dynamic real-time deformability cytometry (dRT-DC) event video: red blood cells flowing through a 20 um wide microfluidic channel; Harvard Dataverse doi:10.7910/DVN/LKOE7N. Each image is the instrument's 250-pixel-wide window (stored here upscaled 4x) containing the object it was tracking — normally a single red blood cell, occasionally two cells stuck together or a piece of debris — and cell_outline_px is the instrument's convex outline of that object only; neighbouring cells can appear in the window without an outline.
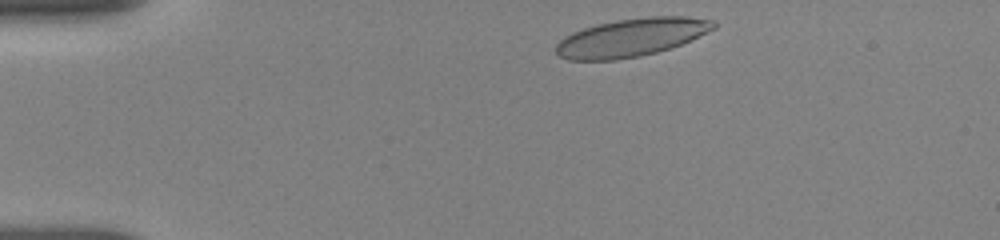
{"species": "human", "species_latin": "Homo sapiens", "temperature_condition": "room temperature", "stored_images_in_passage": 14, "camera_frame_rate_fps": 3000, "um_per_image_px": 0.085, "donor": {"sex": "female"}, "frame": {"image": 1, "passage_image": 1, "time_ms": 0.0, "image_size_px": [1000, 240], "cell_outline_px": [[716, 28], [680, 44], [656, 52], [640, 56], [616, 60], [568, 60], [560, 56], [556, 52], [556, 44], [564, 36], [572, 32], [596, 24], [616, 20], [648, 16], [684, 16], [716, 20]], "centroid_in_image_um": [53.65, 3.17], "position_along_channel_um": 31.3, "area_um2": 34.91}}
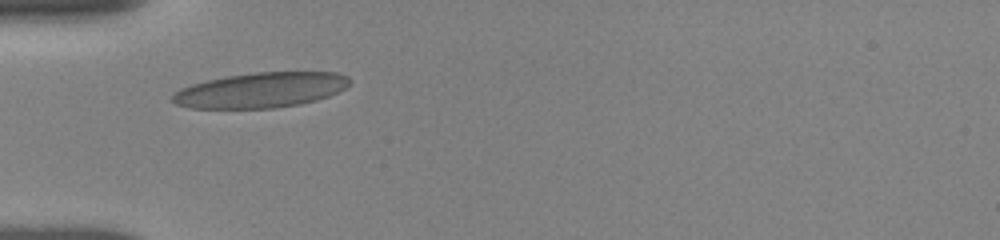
{"frame": {"image": 2, "passage_image": 13, "time_ms": 2.333, "image_size_px": [1000, 240], "cell_outline_px": [[352, 84], [328, 96], [316, 100], [300, 104], [276, 108], [188, 108], [176, 104], [172, 100], [172, 96], [180, 88], [192, 84], [224, 76], [256, 72], [340, 72], [348, 76], [352, 80]], "centroid_in_image_um": [22.2, 7.65], "position_along_channel_um": 62.8, "area_um2": 36.47}}